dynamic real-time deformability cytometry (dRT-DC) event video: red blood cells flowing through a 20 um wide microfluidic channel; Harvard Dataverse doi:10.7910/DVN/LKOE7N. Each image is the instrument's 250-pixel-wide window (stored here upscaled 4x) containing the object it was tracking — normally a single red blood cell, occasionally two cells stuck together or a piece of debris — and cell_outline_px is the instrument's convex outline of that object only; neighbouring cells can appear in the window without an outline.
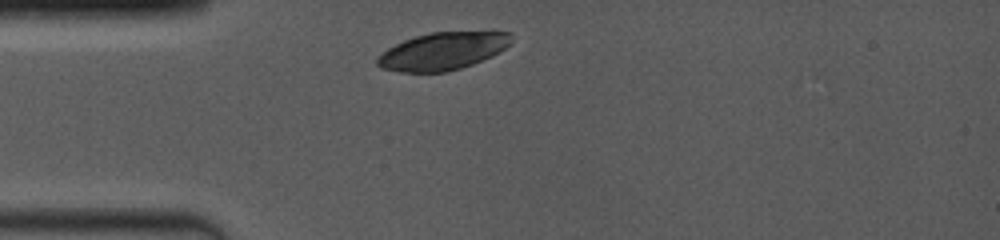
{"species": "common noctule bat (a hibernating species)", "species_latin": "Nyctalus noctula", "temperature_condition": "room temperature", "stored_images_in_passage": 2, "camera_frame_rate_fps": 4000, "um_per_image_px": 0.085, "animal": {"sex": "female", "body_mass_g": 19.0, "forearm_length_mm": 53.3}, "frame": {"image": 1, "passage_image": 1, "time_ms": 0.0, "image_size_px": [1000, 240], "cell_outline_px": [[512, 40], [500, 52], [492, 56], [472, 64], [460, 68], [444, 72], [400, 72], [380, 68], [376, 64], [376, 60], [388, 48], [404, 40], [416, 36], [432, 32], [512, 32]], "centroid_in_image_um": [37.63, 4.35], "position_along_channel_um": 47.4, "area_um2": 29.02}}